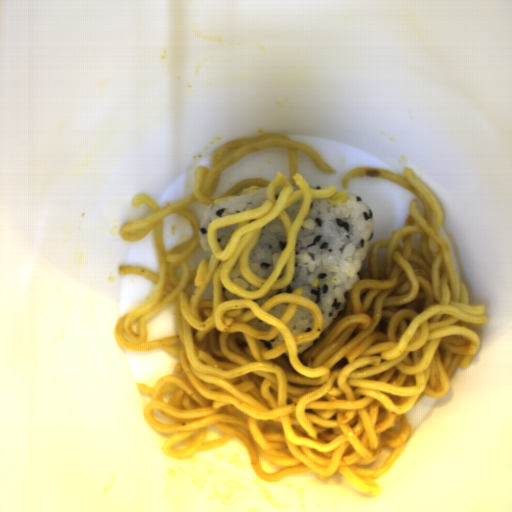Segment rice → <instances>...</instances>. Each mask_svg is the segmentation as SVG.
<instances>
[{"mask_svg": "<svg viewBox=\"0 0 512 512\" xmlns=\"http://www.w3.org/2000/svg\"><path fill=\"white\" fill-rule=\"evenodd\" d=\"M268 186L210 204L199 217L197 231L205 259L209 262L212 250L208 244V224L215 219L265 205Z\"/></svg>", "mask_w": 512, "mask_h": 512, "instance_id": "rice-3", "label": "rice"}, {"mask_svg": "<svg viewBox=\"0 0 512 512\" xmlns=\"http://www.w3.org/2000/svg\"><path fill=\"white\" fill-rule=\"evenodd\" d=\"M286 227L277 216L261 228L251 252L249 268L261 279H268L287 247Z\"/></svg>", "mask_w": 512, "mask_h": 512, "instance_id": "rice-2", "label": "rice"}, {"mask_svg": "<svg viewBox=\"0 0 512 512\" xmlns=\"http://www.w3.org/2000/svg\"><path fill=\"white\" fill-rule=\"evenodd\" d=\"M285 325L296 336L312 332L314 330L315 320L314 316L307 308L297 305L295 314Z\"/></svg>", "mask_w": 512, "mask_h": 512, "instance_id": "rice-4", "label": "rice"}, {"mask_svg": "<svg viewBox=\"0 0 512 512\" xmlns=\"http://www.w3.org/2000/svg\"><path fill=\"white\" fill-rule=\"evenodd\" d=\"M230 280H232L238 287L250 292L258 291L260 288L249 283L247 279L242 275L239 259L237 260L230 273Z\"/></svg>", "mask_w": 512, "mask_h": 512, "instance_id": "rice-5", "label": "rice"}, {"mask_svg": "<svg viewBox=\"0 0 512 512\" xmlns=\"http://www.w3.org/2000/svg\"><path fill=\"white\" fill-rule=\"evenodd\" d=\"M347 194L349 200L337 205L327 198L313 199L297 231L292 282L253 300L260 307L279 293L293 294L294 289L303 288L301 296L321 310L320 335L344 311L373 241V212L360 197Z\"/></svg>", "mask_w": 512, "mask_h": 512, "instance_id": "rice-1", "label": "rice"}, {"mask_svg": "<svg viewBox=\"0 0 512 512\" xmlns=\"http://www.w3.org/2000/svg\"><path fill=\"white\" fill-rule=\"evenodd\" d=\"M311 189H324V190H328L329 187H326V186H319V187H309Z\"/></svg>", "mask_w": 512, "mask_h": 512, "instance_id": "rice-7", "label": "rice"}, {"mask_svg": "<svg viewBox=\"0 0 512 512\" xmlns=\"http://www.w3.org/2000/svg\"><path fill=\"white\" fill-rule=\"evenodd\" d=\"M237 224L217 228V231H216L217 242L222 251L224 250V248H225L232 232L236 228Z\"/></svg>", "mask_w": 512, "mask_h": 512, "instance_id": "rice-6", "label": "rice"}]
</instances>
